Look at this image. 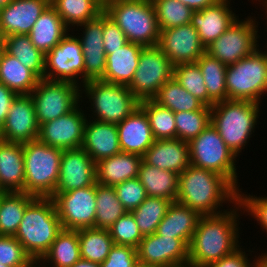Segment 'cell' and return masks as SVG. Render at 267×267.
<instances>
[{"label": "cell", "instance_id": "6da1fadb", "mask_svg": "<svg viewBox=\"0 0 267 267\" xmlns=\"http://www.w3.org/2000/svg\"><path fill=\"white\" fill-rule=\"evenodd\" d=\"M232 207L234 209L200 217L189 244L188 265L207 267L240 247L238 217L241 214L238 211L242 206L237 201Z\"/></svg>", "mask_w": 267, "mask_h": 267}, {"label": "cell", "instance_id": "7a4b0ae2", "mask_svg": "<svg viewBox=\"0 0 267 267\" xmlns=\"http://www.w3.org/2000/svg\"><path fill=\"white\" fill-rule=\"evenodd\" d=\"M176 201L201 216L213 215L226 211L220 210L223 203H236L238 190L220 174L189 165L179 174Z\"/></svg>", "mask_w": 267, "mask_h": 267}, {"label": "cell", "instance_id": "3957f363", "mask_svg": "<svg viewBox=\"0 0 267 267\" xmlns=\"http://www.w3.org/2000/svg\"><path fill=\"white\" fill-rule=\"evenodd\" d=\"M62 224L51 197H35L26 207L15 238L38 263L62 231Z\"/></svg>", "mask_w": 267, "mask_h": 267}, {"label": "cell", "instance_id": "277c9868", "mask_svg": "<svg viewBox=\"0 0 267 267\" xmlns=\"http://www.w3.org/2000/svg\"><path fill=\"white\" fill-rule=\"evenodd\" d=\"M259 105L247 100H224L211 107V124L236 157L252 138L260 115Z\"/></svg>", "mask_w": 267, "mask_h": 267}, {"label": "cell", "instance_id": "5b68a950", "mask_svg": "<svg viewBox=\"0 0 267 267\" xmlns=\"http://www.w3.org/2000/svg\"><path fill=\"white\" fill-rule=\"evenodd\" d=\"M104 13L118 25L129 42L144 47L158 46L160 29L151 0H107Z\"/></svg>", "mask_w": 267, "mask_h": 267}, {"label": "cell", "instance_id": "8992f818", "mask_svg": "<svg viewBox=\"0 0 267 267\" xmlns=\"http://www.w3.org/2000/svg\"><path fill=\"white\" fill-rule=\"evenodd\" d=\"M63 150L37 140L23 144L24 192L34 197H52L60 174Z\"/></svg>", "mask_w": 267, "mask_h": 267}, {"label": "cell", "instance_id": "52a82bcc", "mask_svg": "<svg viewBox=\"0 0 267 267\" xmlns=\"http://www.w3.org/2000/svg\"><path fill=\"white\" fill-rule=\"evenodd\" d=\"M228 100L261 103L267 93V56L258 47L247 57L226 68ZM263 94V95H262Z\"/></svg>", "mask_w": 267, "mask_h": 267}, {"label": "cell", "instance_id": "ba28073f", "mask_svg": "<svg viewBox=\"0 0 267 267\" xmlns=\"http://www.w3.org/2000/svg\"><path fill=\"white\" fill-rule=\"evenodd\" d=\"M82 88L80 95L84 92L89 99L94 120L118 124L139 107L140 102L125 85L90 80Z\"/></svg>", "mask_w": 267, "mask_h": 267}, {"label": "cell", "instance_id": "9c48e42d", "mask_svg": "<svg viewBox=\"0 0 267 267\" xmlns=\"http://www.w3.org/2000/svg\"><path fill=\"white\" fill-rule=\"evenodd\" d=\"M190 165L207 169L225 177L238 191L236 156L226 146L217 129L210 123L196 138L188 142Z\"/></svg>", "mask_w": 267, "mask_h": 267}, {"label": "cell", "instance_id": "30bf717a", "mask_svg": "<svg viewBox=\"0 0 267 267\" xmlns=\"http://www.w3.org/2000/svg\"><path fill=\"white\" fill-rule=\"evenodd\" d=\"M173 73L174 65L158 46L144 47L136 72L127 87L139 102L152 100L173 77Z\"/></svg>", "mask_w": 267, "mask_h": 267}, {"label": "cell", "instance_id": "8fae6325", "mask_svg": "<svg viewBox=\"0 0 267 267\" xmlns=\"http://www.w3.org/2000/svg\"><path fill=\"white\" fill-rule=\"evenodd\" d=\"M38 125L72 111L82 101L80 87L69 82L40 79L31 92Z\"/></svg>", "mask_w": 267, "mask_h": 267}, {"label": "cell", "instance_id": "7c38bea8", "mask_svg": "<svg viewBox=\"0 0 267 267\" xmlns=\"http://www.w3.org/2000/svg\"><path fill=\"white\" fill-rule=\"evenodd\" d=\"M258 25V21L251 16L244 20L237 18L218 39L206 47V53L226 66L235 64L259 47Z\"/></svg>", "mask_w": 267, "mask_h": 267}, {"label": "cell", "instance_id": "4fadbf2b", "mask_svg": "<svg viewBox=\"0 0 267 267\" xmlns=\"http://www.w3.org/2000/svg\"><path fill=\"white\" fill-rule=\"evenodd\" d=\"M44 79L69 82L81 88L84 83V55L76 35L67 33L57 46L45 54Z\"/></svg>", "mask_w": 267, "mask_h": 267}, {"label": "cell", "instance_id": "5bb4252c", "mask_svg": "<svg viewBox=\"0 0 267 267\" xmlns=\"http://www.w3.org/2000/svg\"><path fill=\"white\" fill-rule=\"evenodd\" d=\"M51 198L63 229L94 228L96 184L68 192H54Z\"/></svg>", "mask_w": 267, "mask_h": 267}, {"label": "cell", "instance_id": "9a60e30c", "mask_svg": "<svg viewBox=\"0 0 267 267\" xmlns=\"http://www.w3.org/2000/svg\"><path fill=\"white\" fill-rule=\"evenodd\" d=\"M81 107V108H80ZM78 104L69 113L39 125L38 140L62 150L82 148L87 114Z\"/></svg>", "mask_w": 267, "mask_h": 267}, {"label": "cell", "instance_id": "2e32d148", "mask_svg": "<svg viewBox=\"0 0 267 267\" xmlns=\"http://www.w3.org/2000/svg\"><path fill=\"white\" fill-rule=\"evenodd\" d=\"M136 252L141 264L162 267L188 265L189 247L178 238L153 233L143 237Z\"/></svg>", "mask_w": 267, "mask_h": 267}, {"label": "cell", "instance_id": "e0dca14e", "mask_svg": "<svg viewBox=\"0 0 267 267\" xmlns=\"http://www.w3.org/2000/svg\"><path fill=\"white\" fill-rule=\"evenodd\" d=\"M38 133L39 125L31 94L17 95L0 129V140L25 144L37 140Z\"/></svg>", "mask_w": 267, "mask_h": 267}, {"label": "cell", "instance_id": "ac0fdd59", "mask_svg": "<svg viewBox=\"0 0 267 267\" xmlns=\"http://www.w3.org/2000/svg\"><path fill=\"white\" fill-rule=\"evenodd\" d=\"M158 47L172 64L196 63L206 52L197 30L189 23L178 27L160 30Z\"/></svg>", "mask_w": 267, "mask_h": 267}, {"label": "cell", "instance_id": "d6986e66", "mask_svg": "<svg viewBox=\"0 0 267 267\" xmlns=\"http://www.w3.org/2000/svg\"><path fill=\"white\" fill-rule=\"evenodd\" d=\"M96 183L94 160L82 148L63 150L55 192H68Z\"/></svg>", "mask_w": 267, "mask_h": 267}, {"label": "cell", "instance_id": "ffe728a7", "mask_svg": "<svg viewBox=\"0 0 267 267\" xmlns=\"http://www.w3.org/2000/svg\"><path fill=\"white\" fill-rule=\"evenodd\" d=\"M79 26L83 29L82 37L79 35L77 38L80 40L84 55V83L90 80H100L104 76L106 67L103 44V13L94 20Z\"/></svg>", "mask_w": 267, "mask_h": 267}, {"label": "cell", "instance_id": "44dd1931", "mask_svg": "<svg viewBox=\"0 0 267 267\" xmlns=\"http://www.w3.org/2000/svg\"><path fill=\"white\" fill-rule=\"evenodd\" d=\"M50 0H13L0 11V39L12 34L28 35Z\"/></svg>", "mask_w": 267, "mask_h": 267}, {"label": "cell", "instance_id": "7402d4cb", "mask_svg": "<svg viewBox=\"0 0 267 267\" xmlns=\"http://www.w3.org/2000/svg\"><path fill=\"white\" fill-rule=\"evenodd\" d=\"M230 2L231 0H220L212 6L193 12L190 24L197 30L205 47L218 39L239 17L231 10Z\"/></svg>", "mask_w": 267, "mask_h": 267}, {"label": "cell", "instance_id": "603a6c76", "mask_svg": "<svg viewBox=\"0 0 267 267\" xmlns=\"http://www.w3.org/2000/svg\"><path fill=\"white\" fill-rule=\"evenodd\" d=\"M116 125L121 152L143 156L155 141L148 117L140 106Z\"/></svg>", "mask_w": 267, "mask_h": 267}, {"label": "cell", "instance_id": "cb8c5ba5", "mask_svg": "<svg viewBox=\"0 0 267 267\" xmlns=\"http://www.w3.org/2000/svg\"><path fill=\"white\" fill-rule=\"evenodd\" d=\"M82 149L94 160L109 158L121 152L118 128L114 123L87 119Z\"/></svg>", "mask_w": 267, "mask_h": 267}, {"label": "cell", "instance_id": "d4e9b609", "mask_svg": "<svg viewBox=\"0 0 267 267\" xmlns=\"http://www.w3.org/2000/svg\"><path fill=\"white\" fill-rule=\"evenodd\" d=\"M142 157L151 166L177 174L190 165L188 142L177 138L155 140Z\"/></svg>", "mask_w": 267, "mask_h": 267}, {"label": "cell", "instance_id": "484cf974", "mask_svg": "<svg viewBox=\"0 0 267 267\" xmlns=\"http://www.w3.org/2000/svg\"><path fill=\"white\" fill-rule=\"evenodd\" d=\"M144 46L127 42L120 49L105 50L106 67L100 79L108 83L128 86L138 67L140 53Z\"/></svg>", "mask_w": 267, "mask_h": 267}, {"label": "cell", "instance_id": "4316f807", "mask_svg": "<svg viewBox=\"0 0 267 267\" xmlns=\"http://www.w3.org/2000/svg\"><path fill=\"white\" fill-rule=\"evenodd\" d=\"M142 161L141 155L124 152L99 160L96 162V181L105 186H115L136 178Z\"/></svg>", "mask_w": 267, "mask_h": 267}, {"label": "cell", "instance_id": "83f0119b", "mask_svg": "<svg viewBox=\"0 0 267 267\" xmlns=\"http://www.w3.org/2000/svg\"><path fill=\"white\" fill-rule=\"evenodd\" d=\"M200 217L197 211L188 206L172 202L155 233L181 239L189 247Z\"/></svg>", "mask_w": 267, "mask_h": 267}, {"label": "cell", "instance_id": "f1b7e54d", "mask_svg": "<svg viewBox=\"0 0 267 267\" xmlns=\"http://www.w3.org/2000/svg\"><path fill=\"white\" fill-rule=\"evenodd\" d=\"M23 144L0 140V187L5 192H24Z\"/></svg>", "mask_w": 267, "mask_h": 267}, {"label": "cell", "instance_id": "f546056e", "mask_svg": "<svg viewBox=\"0 0 267 267\" xmlns=\"http://www.w3.org/2000/svg\"><path fill=\"white\" fill-rule=\"evenodd\" d=\"M70 30L49 5L34 23L29 37L34 46L46 54L57 46Z\"/></svg>", "mask_w": 267, "mask_h": 267}, {"label": "cell", "instance_id": "4dcf8cb0", "mask_svg": "<svg viewBox=\"0 0 267 267\" xmlns=\"http://www.w3.org/2000/svg\"><path fill=\"white\" fill-rule=\"evenodd\" d=\"M138 178L146 189L147 196L161 197L171 202L176 201L179 174L159 169L142 161Z\"/></svg>", "mask_w": 267, "mask_h": 267}, {"label": "cell", "instance_id": "1f68e13d", "mask_svg": "<svg viewBox=\"0 0 267 267\" xmlns=\"http://www.w3.org/2000/svg\"><path fill=\"white\" fill-rule=\"evenodd\" d=\"M40 78L17 58L3 51L0 58V82L17 95L31 94Z\"/></svg>", "mask_w": 267, "mask_h": 267}, {"label": "cell", "instance_id": "d6a6232c", "mask_svg": "<svg viewBox=\"0 0 267 267\" xmlns=\"http://www.w3.org/2000/svg\"><path fill=\"white\" fill-rule=\"evenodd\" d=\"M50 5L69 30L75 26L79 28L104 12L103 0H50Z\"/></svg>", "mask_w": 267, "mask_h": 267}, {"label": "cell", "instance_id": "836d02e7", "mask_svg": "<svg viewBox=\"0 0 267 267\" xmlns=\"http://www.w3.org/2000/svg\"><path fill=\"white\" fill-rule=\"evenodd\" d=\"M80 258L78 230L62 229L38 264L50 263L48 265L52 267H71Z\"/></svg>", "mask_w": 267, "mask_h": 267}, {"label": "cell", "instance_id": "e575fe53", "mask_svg": "<svg viewBox=\"0 0 267 267\" xmlns=\"http://www.w3.org/2000/svg\"><path fill=\"white\" fill-rule=\"evenodd\" d=\"M2 42L6 53L17 58L40 79H44L45 54L34 46L29 35H8L2 38Z\"/></svg>", "mask_w": 267, "mask_h": 267}, {"label": "cell", "instance_id": "d590c367", "mask_svg": "<svg viewBox=\"0 0 267 267\" xmlns=\"http://www.w3.org/2000/svg\"><path fill=\"white\" fill-rule=\"evenodd\" d=\"M196 64L200 68L208 92V107H212L217 102L228 100L226 90L227 66L206 52L196 61Z\"/></svg>", "mask_w": 267, "mask_h": 267}, {"label": "cell", "instance_id": "8d00e7d4", "mask_svg": "<svg viewBox=\"0 0 267 267\" xmlns=\"http://www.w3.org/2000/svg\"><path fill=\"white\" fill-rule=\"evenodd\" d=\"M34 198L25 192L0 193V235L15 236L26 207Z\"/></svg>", "mask_w": 267, "mask_h": 267}, {"label": "cell", "instance_id": "74e56055", "mask_svg": "<svg viewBox=\"0 0 267 267\" xmlns=\"http://www.w3.org/2000/svg\"><path fill=\"white\" fill-rule=\"evenodd\" d=\"M158 105L168 108L174 113L194 110H211L200 100L191 95L172 77L158 91L152 99Z\"/></svg>", "mask_w": 267, "mask_h": 267}, {"label": "cell", "instance_id": "f35d334b", "mask_svg": "<svg viewBox=\"0 0 267 267\" xmlns=\"http://www.w3.org/2000/svg\"><path fill=\"white\" fill-rule=\"evenodd\" d=\"M78 239L81 258L99 264L107 258L114 246V241L107 229H79Z\"/></svg>", "mask_w": 267, "mask_h": 267}, {"label": "cell", "instance_id": "ab89813d", "mask_svg": "<svg viewBox=\"0 0 267 267\" xmlns=\"http://www.w3.org/2000/svg\"><path fill=\"white\" fill-rule=\"evenodd\" d=\"M127 211L118 200L113 186L96 183V214L94 228L109 229Z\"/></svg>", "mask_w": 267, "mask_h": 267}, {"label": "cell", "instance_id": "60d3db41", "mask_svg": "<svg viewBox=\"0 0 267 267\" xmlns=\"http://www.w3.org/2000/svg\"><path fill=\"white\" fill-rule=\"evenodd\" d=\"M171 203L165 198L147 196L136 209L131 211L143 236L156 232Z\"/></svg>", "mask_w": 267, "mask_h": 267}, {"label": "cell", "instance_id": "b9f144b4", "mask_svg": "<svg viewBox=\"0 0 267 267\" xmlns=\"http://www.w3.org/2000/svg\"><path fill=\"white\" fill-rule=\"evenodd\" d=\"M139 106L145 111L155 140L176 138L174 112L158 105L153 100L140 101Z\"/></svg>", "mask_w": 267, "mask_h": 267}, {"label": "cell", "instance_id": "7bdbcfd3", "mask_svg": "<svg viewBox=\"0 0 267 267\" xmlns=\"http://www.w3.org/2000/svg\"><path fill=\"white\" fill-rule=\"evenodd\" d=\"M160 30L170 29L191 22L193 10L179 0H151Z\"/></svg>", "mask_w": 267, "mask_h": 267}, {"label": "cell", "instance_id": "ee69618b", "mask_svg": "<svg viewBox=\"0 0 267 267\" xmlns=\"http://www.w3.org/2000/svg\"><path fill=\"white\" fill-rule=\"evenodd\" d=\"M174 116L176 138L185 142L196 138L211 123V110L176 112Z\"/></svg>", "mask_w": 267, "mask_h": 267}, {"label": "cell", "instance_id": "f6af8a7d", "mask_svg": "<svg viewBox=\"0 0 267 267\" xmlns=\"http://www.w3.org/2000/svg\"><path fill=\"white\" fill-rule=\"evenodd\" d=\"M173 77L184 89L208 107V92L196 63L175 65Z\"/></svg>", "mask_w": 267, "mask_h": 267}, {"label": "cell", "instance_id": "bcb514c9", "mask_svg": "<svg viewBox=\"0 0 267 267\" xmlns=\"http://www.w3.org/2000/svg\"><path fill=\"white\" fill-rule=\"evenodd\" d=\"M108 230L115 245L137 248L144 237L131 212H126Z\"/></svg>", "mask_w": 267, "mask_h": 267}, {"label": "cell", "instance_id": "7dc6e473", "mask_svg": "<svg viewBox=\"0 0 267 267\" xmlns=\"http://www.w3.org/2000/svg\"><path fill=\"white\" fill-rule=\"evenodd\" d=\"M0 263L10 267H32L35 262L14 236L0 235Z\"/></svg>", "mask_w": 267, "mask_h": 267}, {"label": "cell", "instance_id": "c3c4849f", "mask_svg": "<svg viewBox=\"0 0 267 267\" xmlns=\"http://www.w3.org/2000/svg\"><path fill=\"white\" fill-rule=\"evenodd\" d=\"M113 187L118 200L127 212L136 209L147 197L146 189L139 181L138 177L128 179Z\"/></svg>", "mask_w": 267, "mask_h": 267}, {"label": "cell", "instance_id": "681fc988", "mask_svg": "<svg viewBox=\"0 0 267 267\" xmlns=\"http://www.w3.org/2000/svg\"><path fill=\"white\" fill-rule=\"evenodd\" d=\"M238 201L244 213H248L262 227V231L267 233V197H257L247 195L238 191Z\"/></svg>", "mask_w": 267, "mask_h": 267}, {"label": "cell", "instance_id": "f907efd6", "mask_svg": "<svg viewBox=\"0 0 267 267\" xmlns=\"http://www.w3.org/2000/svg\"><path fill=\"white\" fill-rule=\"evenodd\" d=\"M138 263L136 248L114 244L100 267H136Z\"/></svg>", "mask_w": 267, "mask_h": 267}, {"label": "cell", "instance_id": "816d5d0a", "mask_svg": "<svg viewBox=\"0 0 267 267\" xmlns=\"http://www.w3.org/2000/svg\"><path fill=\"white\" fill-rule=\"evenodd\" d=\"M128 42L124 32L103 12V44L105 50L120 49Z\"/></svg>", "mask_w": 267, "mask_h": 267}, {"label": "cell", "instance_id": "f5cc1de1", "mask_svg": "<svg viewBox=\"0 0 267 267\" xmlns=\"http://www.w3.org/2000/svg\"><path fill=\"white\" fill-rule=\"evenodd\" d=\"M245 251L241 247L236 249L230 255L222 257L220 260L210 263L207 267H259L262 254L255 256L253 261L247 257Z\"/></svg>", "mask_w": 267, "mask_h": 267}, {"label": "cell", "instance_id": "db71d44e", "mask_svg": "<svg viewBox=\"0 0 267 267\" xmlns=\"http://www.w3.org/2000/svg\"><path fill=\"white\" fill-rule=\"evenodd\" d=\"M17 96L15 92L0 82V129L4 125L12 101Z\"/></svg>", "mask_w": 267, "mask_h": 267}, {"label": "cell", "instance_id": "11a10c76", "mask_svg": "<svg viewBox=\"0 0 267 267\" xmlns=\"http://www.w3.org/2000/svg\"><path fill=\"white\" fill-rule=\"evenodd\" d=\"M193 11H199L218 3L220 0H179Z\"/></svg>", "mask_w": 267, "mask_h": 267}, {"label": "cell", "instance_id": "9f6ffc18", "mask_svg": "<svg viewBox=\"0 0 267 267\" xmlns=\"http://www.w3.org/2000/svg\"><path fill=\"white\" fill-rule=\"evenodd\" d=\"M71 267H100L99 263L91 262L89 260H85L80 258L74 265Z\"/></svg>", "mask_w": 267, "mask_h": 267}, {"label": "cell", "instance_id": "6f0895ef", "mask_svg": "<svg viewBox=\"0 0 267 267\" xmlns=\"http://www.w3.org/2000/svg\"><path fill=\"white\" fill-rule=\"evenodd\" d=\"M259 267H267V252L266 253H262V257H261V260H260Z\"/></svg>", "mask_w": 267, "mask_h": 267}, {"label": "cell", "instance_id": "680465c9", "mask_svg": "<svg viewBox=\"0 0 267 267\" xmlns=\"http://www.w3.org/2000/svg\"><path fill=\"white\" fill-rule=\"evenodd\" d=\"M13 0H0V11L6 7L9 3H11Z\"/></svg>", "mask_w": 267, "mask_h": 267}, {"label": "cell", "instance_id": "91938a15", "mask_svg": "<svg viewBox=\"0 0 267 267\" xmlns=\"http://www.w3.org/2000/svg\"><path fill=\"white\" fill-rule=\"evenodd\" d=\"M136 267H162V266H158V265H145V264L138 263L136 265Z\"/></svg>", "mask_w": 267, "mask_h": 267}, {"label": "cell", "instance_id": "94428289", "mask_svg": "<svg viewBox=\"0 0 267 267\" xmlns=\"http://www.w3.org/2000/svg\"><path fill=\"white\" fill-rule=\"evenodd\" d=\"M259 2H263V4H262V6L264 7L265 6V8H264V10L266 11V13H265V15L267 14V0H258ZM265 19H267V17L265 18ZM266 32H267V30H266Z\"/></svg>", "mask_w": 267, "mask_h": 267}, {"label": "cell", "instance_id": "6125c7cd", "mask_svg": "<svg viewBox=\"0 0 267 267\" xmlns=\"http://www.w3.org/2000/svg\"><path fill=\"white\" fill-rule=\"evenodd\" d=\"M3 51H4V45H3L2 39H0V58L2 56Z\"/></svg>", "mask_w": 267, "mask_h": 267}, {"label": "cell", "instance_id": "be15d7a7", "mask_svg": "<svg viewBox=\"0 0 267 267\" xmlns=\"http://www.w3.org/2000/svg\"><path fill=\"white\" fill-rule=\"evenodd\" d=\"M42 266L45 267L46 265L45 264H38L37 263V267H42Z\"/></svg>", "mask_w": 267, "mask_h": 267}, {"label": "cell", "instance_id": "e7e4bbea", "mask_svg": "<svg viewBox=\"0 0 267 267\" xmlns=\"http://www.w3.org/2000/svg\"><path fill=\"white\" fill-rule=\"evenodd\" d=\"M0 267H10V266L3 265V264L0 263Z\"/></svg>", "mask_w": 267, "mask_h": 267}, {"label": "cell", "instance_id": "03108f58", "mask_svg": "<svg viewBox=\"0 0 267 267\" xmlns=\"http://www.w3.org/2000/svg\"><path fill=\"white\" fill-rule=\"evenodd\" d=\"M5 191L0 187V193H4Z\"/></svg>", "mask_w": 267, "mask_h": 267}]
</instances>
